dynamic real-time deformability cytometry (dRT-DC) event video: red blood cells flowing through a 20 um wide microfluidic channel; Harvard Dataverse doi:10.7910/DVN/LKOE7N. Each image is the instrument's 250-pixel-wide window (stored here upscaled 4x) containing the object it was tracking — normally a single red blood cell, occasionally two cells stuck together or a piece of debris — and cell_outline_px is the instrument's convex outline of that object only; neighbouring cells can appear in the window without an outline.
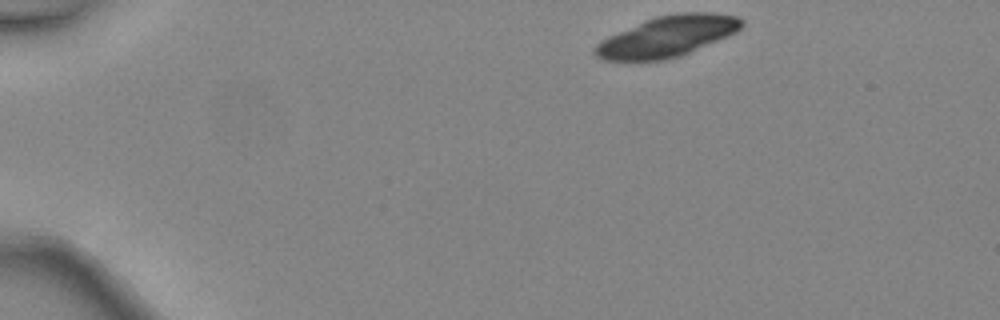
{"species": "common noctule bat (a hibernating species)", "species_latin": "Nyctalus noctula", "temperature_condition": "warm", "stored_images_in_passage": 9, "camera_frame_rate_fps": 3000, "um_per_image_px": 0.085, "animal": {"sex": "female", "body_mass_g": 24.6, "forearm_length_mm": 56.2}, "frame": {"image": 1, "passage_image": 1, "time_ms": 0.0, "image_size_px": [1000, 320], "cell_outline_px": [[744, 24], [736, 32], [728, 36], [680, 56], [664, 60], [604, 60], [596, 56], [596, 44], [600, 40], [608, 36], [656, 16], [680, 12], [712, 12], [736, 16], [744, 20]], "centroid_in_image_um": [56.76, 3.08], "position_along_channel_um": 28.2, "area_um2": 34.51}}